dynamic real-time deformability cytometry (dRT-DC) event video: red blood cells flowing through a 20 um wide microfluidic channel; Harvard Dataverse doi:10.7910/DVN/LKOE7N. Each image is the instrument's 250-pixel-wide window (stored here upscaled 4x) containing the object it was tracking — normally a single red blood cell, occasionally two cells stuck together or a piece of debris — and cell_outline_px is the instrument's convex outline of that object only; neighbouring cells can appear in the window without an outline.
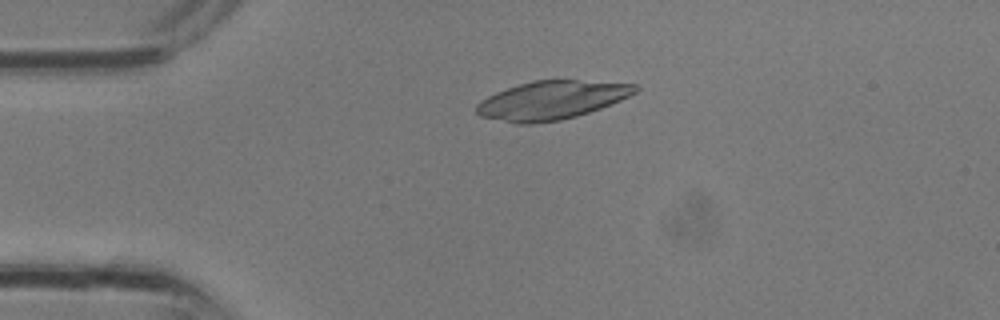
{"species": "common noctule bat (a hibernating species)", "species_latin": "Nyctalus noctula", "temperature_condition": "room temperature", "stored_images_in_passage": 22, "camera_frame_rate_fps": 3000, "um_per_image_px": 0.085, "animal": {"sex": "male", "body_mass_g": 13.3}, "frame": {"image": 1, "passage_image": 1, "time_ms": 0.0, "image_size_px": [1000, 320], "cell_outline_px": [[640, 88], [636, 92], [620, 100], [600, 108], [576, 116], [560, 120], [532, 124], [516, 124], [480, 116], [476, 112], [476, 104], [480, 100], [496, 92], [532, 80], [576, 80], [636, 84]], "centroid_in_image_um": [46.85, 8.52], "position_along_channel_um": 38.1, "area_um2": 35.43}}